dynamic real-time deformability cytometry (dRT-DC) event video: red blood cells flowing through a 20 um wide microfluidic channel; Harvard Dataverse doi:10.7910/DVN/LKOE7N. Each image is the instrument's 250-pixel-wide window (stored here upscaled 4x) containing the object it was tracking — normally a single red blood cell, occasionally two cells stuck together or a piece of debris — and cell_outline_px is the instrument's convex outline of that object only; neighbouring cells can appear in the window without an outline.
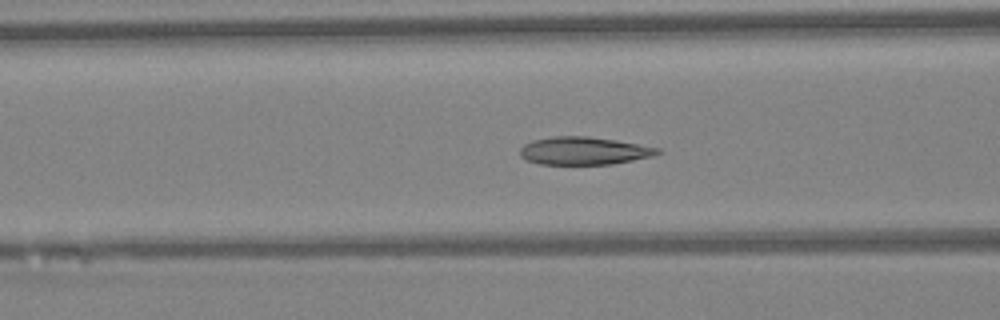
{"species": "Egyptian fruit bat (a non-hibernating species)", "species_latin": "Rousettus aegyptiacus", "temperature_condition": "warm", "stored_images_in_passage": 48, "camera_frame_rate_fps": 3000, "um_per_image_px": 0.085, "animal": {"sex": "female"}, "frame": {"image": 1, "passage_image": 19, "time_ms": 6.0, "image_size_px": [1000, 320], "cell_outline_px": [[664, 152], [652, 156], [612, 164], [540, 164], [524, 160], [520, 156], [520, 148], [524, 144], [532, 140], [552, 136], [588, 136], [616, 140], [660, 148]], "centroid_in_image_um": [49.61, 12.81], "position_along_channel_um": 117.0, "area_um2": 22.43}}
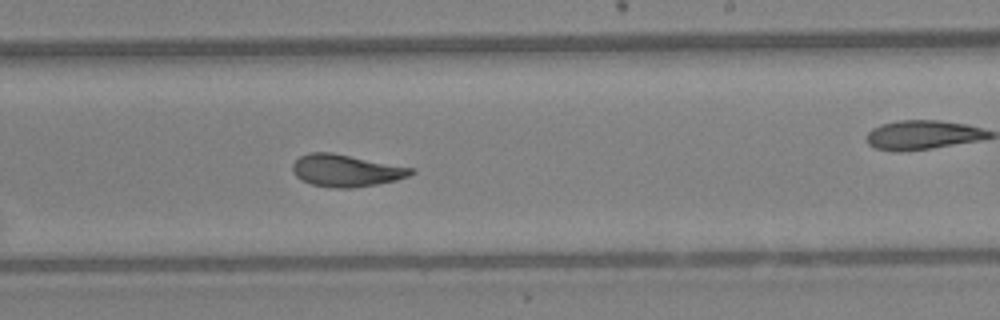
{"frame": {"image": 2, "passage_image": 29, "time_ms": 9.333, "image_size_px": [1000, 320], "cell_outline_px": [[416, 172], [408, 176], [396, 180], [376, 184], [352, 188], [332, 188], [312, 184], [296, 176], [292, 168], [292, 164], [300, 156], [308, 152], [332, 152], [416, 168]], "centroid_in_image_um": [29.44, 14.48], "position_along_channel_um": 259.6, "area_um2": 22.25}}
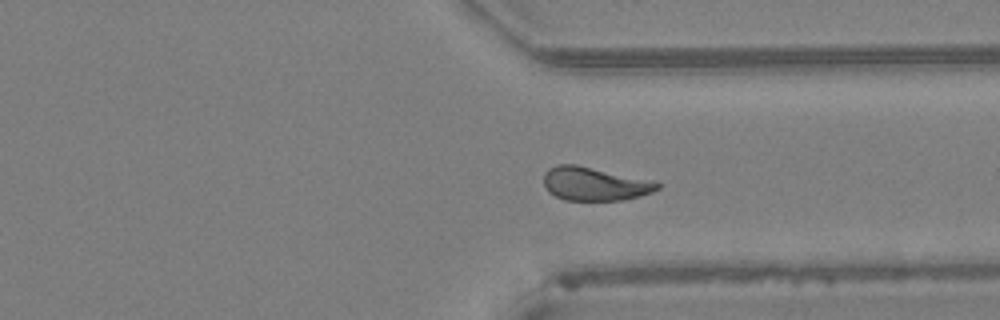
{"frame": {"image": 3, "passage_image": 36, "time_ms": 11.667, "image_size_px": [1000, 320], "cell_outline_px": [[660, 188], [652, 192], [640, 196], [624, 200], [564, 200], [548, 192], [544, 188], [544, 172], [548, 168], [556, 164], [576, 164], [660, 184]], "centroid_in_image_um": [50.43, 15.64], "position_along_channel_um": 361.0, "area_um2": 21.73}, "authors_computed_cell_mechanics": {"area_um2": 22.3686, "velocity_mm_per_s": 4.3028, "shape_relaxation_time_tau1_ms": 7.8582, "shape_relaxation_time_tau2_ms": 1.9045, "deformation_change_tau1": 0.2106, "deformation_change_tau2": 0.081}}